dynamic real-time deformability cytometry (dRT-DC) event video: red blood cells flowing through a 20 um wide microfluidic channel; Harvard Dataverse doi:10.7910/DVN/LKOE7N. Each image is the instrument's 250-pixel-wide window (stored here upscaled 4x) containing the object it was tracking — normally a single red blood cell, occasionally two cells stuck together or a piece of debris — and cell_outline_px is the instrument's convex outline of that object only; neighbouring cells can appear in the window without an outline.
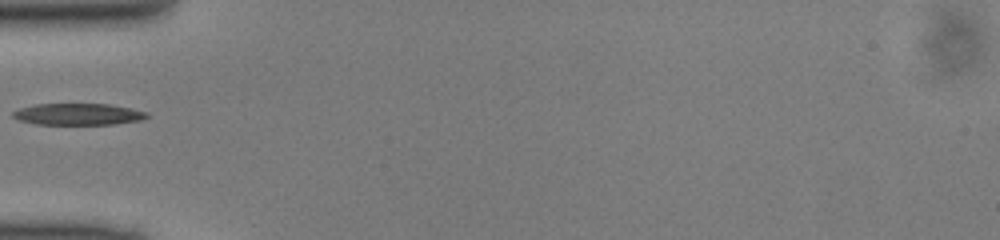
{"species": "common noctule bat (a hibernating species)", "species_latin": "Nyctalus noctula", "temperature_condition": "cold", "stored_images_in_passage": 4, "camera_frame_rate_fps": 3000, "um_per_image_px": 0.085, "animal": {"sex": "male", "body_mass_g": 13.0, "forearm_length_mm": 53.1}, "frame": {"image": 1, "passage_image": 1, "time_ms": 0.0, "image_size_px": [1000, 240], "cell_outline_px": [[148, 116], [140, 120], [116, 124], [36, 124], [20, 120], [12, 116], [12, 112], [20, 108], [36, 104], [108, 104], [132, 108], [148, 112]], "centroid_in_image_um": [6.66, 9.7], "position_along_channel_um": 78.3, "area_um2": 16.76}}